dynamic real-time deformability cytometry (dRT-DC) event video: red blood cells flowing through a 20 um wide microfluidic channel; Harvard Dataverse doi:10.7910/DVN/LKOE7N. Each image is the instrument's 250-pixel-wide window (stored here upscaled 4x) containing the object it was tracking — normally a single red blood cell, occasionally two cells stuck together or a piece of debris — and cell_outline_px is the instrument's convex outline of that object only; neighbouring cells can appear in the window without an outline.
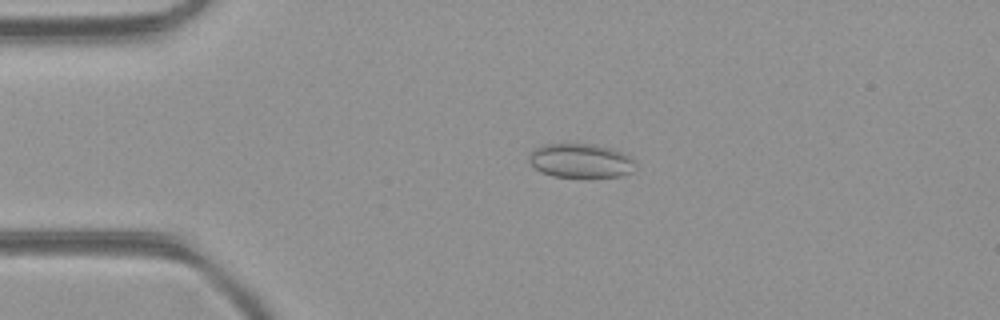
{"species": "common noctule bat (a hibernating species)", "species_latin": "Nyctalus noctula", "temperature_condition": "room temperature", "stored_images_in_passage": 4, "camera_frame_rate_fps": 3000, "um_per_image_px": 0.085, "animal": {"sex": "female", "body_mass_g": 21.9}, "frame": {"image": 1, "passage_image": 4, "time_ms": 1.0, "image_size_px": [1000, 320], "cell_outline_px": [[636, 164], [632, 172], [620, 176], [588, 180], [584, 180], [552, 176], [540, 172], [528, 160], [532, 148], [544, 144], [596, 144], [620, 152], [628, 156]], "centroid_in_image_um": [49.33, 13.72], "position_along_channel_um": 35.7, "area_um2": 21.91}}